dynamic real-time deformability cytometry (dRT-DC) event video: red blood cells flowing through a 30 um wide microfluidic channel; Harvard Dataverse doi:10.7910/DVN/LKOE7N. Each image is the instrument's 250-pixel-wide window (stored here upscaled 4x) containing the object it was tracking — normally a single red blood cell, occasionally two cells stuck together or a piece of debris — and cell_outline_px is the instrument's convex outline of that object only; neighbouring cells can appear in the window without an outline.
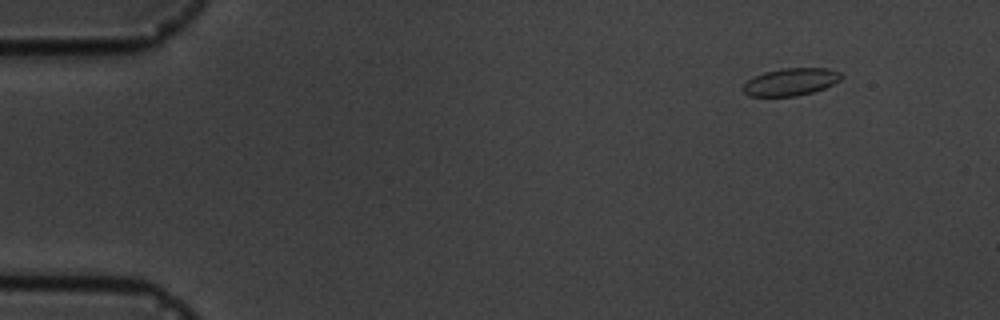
{"species": "common noctule bat (a hibernating species)", "species_latin": "Nyctalus noctula", "temperature_condition": "cold", "stored_images_in_passage": 5, "segment_of_instrument_passage": [2, 2], "camera_frame_rate_fps": 3000, "um_per_image_px": 0.085, "animal": {"sex": "male", "body_mass_g": 19.5, "forearm_length_mm": 54.6}, "frame": {"image": 1, "passage_image": 5, "time_ms": 4.667, "image_size_px": [1000, 320], "cell_outline_px": [[840, 80], [824, 88], [812, 92], [796, 96], [748, 96], [744, 92], [744, 84], [748, 80], [764, 72], [780, 68], [828, 68], [840, 72]], "centroid_in_image_um": [67.21, 6.95], "position_along_channel_um": 17.8, "area_um2": 15.49}}